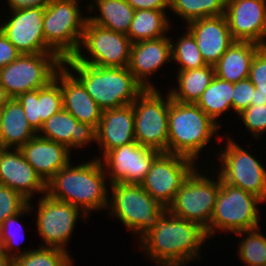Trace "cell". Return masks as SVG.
<instances>
[{
	"instance_id": "6da1fadb",
	"label": "cell",
	"mask_w": 266,
	"mask_h": 266,
	"mask_svg": "<svg viewBox=\"0 0 266 266\" xmlns=\"http://www.w3.org/2000/svg\"><path fill=\"white\" fill-rule=\"evenodd\" d=\"M207 239L205 229L199 224L167 211L140 240V247L158 266H185L200 257L201 246Z\"/></svg>"
},
{
	"instance_id": "7a4b0ae2",
	"label": "cell",
	"mask_w": 266,
	"mask_h": 266,
	"mask_svg": "<svg viewBox=\"0 0 266 266\" xmlns=\"http://www.w3.org/2000/svg\"><path fill=\"white\" fill-rule=\"evenodd\" d=\"M106 177L98 158L74 166L70 162L46 183V194L78 207L89 216L93 210L108 209Z\"/></svg>"
},
{
	"instance_id": "3957f363",
	"label": "cell",
	"mask_w": 266,
	"mask_h": 266,
	"mask_svg": "<svg viewBox=\"0 0 266 266\" xmlns=\"http://www.w3.org/2000/svg\"><path fill=\"white\" fill-rule=\"evenodd\" d=\"M102 110L133 104L145 89L128 67H98L78 61L74 56L63 60ZM70 67V68H69ZM73 69V70H72Z\"/></svg>"
},
{
	"instance_id": "277c9868",
	"label": "cell",
	"mask_w": 266,
	"mask_h": 266,
	"mask_svg": "<svg viewBox=\"0 0 266 266\" xmlns=\"http://www.w3.org/2000/svg\"><path fill=\"white\" fill-rule=\"evenodd\" d=\"M220 126L196 103L171 99L169 94L168 153L197 160Z\"/></svg>"
},
{
	"instance_id": "5b68a950",
	"label": "cell",
	"mask_w": 266,
	"mask_h": 266,
	"mask_svg": "<svg viewBox=\"0 0 266 266\" xmlns=\"http://www.w3.org/2000/svg\"><path fill=\"white\" fill-rule=\"evenodd\" d=\"M108 207L128 230L140 235V240L149 233L167 212V207L153 199L140 184L113 183Z\"/></svg>"
},
{
	"instance_id": "8992f818",
	"label": "cell",
	"mask_w": 266,
	"mask_h": 266,
	"mask_svg": "<svg viewBox=\"0 0 266 266\" xmlns=\"http://www.w3.org/2000/svg\"><path fill=\"white\" fill-rule=\"evenodd\" d=\"M78 3V0H50L45 7V42L62 60L77 53L88 19L82 16Z\"/></svg>"
},
{
	"instance_id": "52a82bcc",
	"label": "cell",
	"mask_w": 266,
	"mask_h": 266,
	"mask_svg": "<svg viewBox=\"0 0 266 266\" xmlns=\"http://www.w3.org/2000/svg\"><path fill=\"white\" fill-rule=\"evenodd\" d=\"M262 202L256 195L225 183L220 177V189L210 221V237L216 230L235 234L258 228V207Z\"/></svg>"
},
{
	"instance_id": "ba28073f",
	"label": "cell",
	"mask_w": 266,
	"mask_h": 266,
	"mask_svg": "<svg viewBox=\"0 0 266 266\" xmlns=\"http://www.w3.org/2000/svg\"><path fill=\"white\" fill-rule=\"evenodd\" d=\"M196 167L186 178L167 211L175 217L199 224L210 238V221L220 189L217 181L200 174Z\"/></svg>"
},
{
	"instance_id": "9c48e42d",
	"label": "cell",
	"mask_w": 266,
	"mask_h": 266,
	"mask_svg": "<svg viewBox=\"0 0 266 266\" xmlns=\"http://www.w3.org/2000/svg\"><path fill=\"white\" fill-rule=\"evenodd\" d=\"M63 60L56 53L21 54L0 68V84L12 98L38 90L54 79Z\"/></svg>"
},
{
	"instance_id": "30bf717a",
	"label": "cell",
	"mask_w": 266,
	"mask_h": 266,
	"mask_svg": "<svg viewBox=\"0 0 266 266\" xmlns=\"http://www.w3.org/2000/svg\"><path fill=\"white\" fill-rule=\"evenodd\" d=\"M135 140L142 146L168 153L169 92L145 88L133 102Z\"/></svg>"
},
{
	"instance_id": "8fae6325",
	"label": "cell",
	"mask_w": 266,
	"mask_h": 266,
	"mask_svg": "<svg viewBox=\"0 0 266 266\" xmlns=\"http://www.w3.org/2000/svg\"><path fill=\"white\" fill-rule=\"evenodd\" d=\"M131 45L126 34L100 27L87 19L79 49L74 57L92 66L128 67ZM81 47L87 50L90 57L84 55Z\"/></svg>"
},
{
	"instance_id": "7c38bea8",
	"label": "cell",
	"mask_w": 266,
	"mask_h": 266,
	"mask_svg": "<svg viewBox=\"0 0 266 266\" xmlns=\"http://www.w3.org/2000/svg\"><path fill=\"white\" fill-rule=\"evenodd\" d=\"M219 156L222 165L217 173L225 183L252 193L266 202V168L254 155L227 135L225 150Z\"/></svg>"
},
{
	"instance_id": "4fadbf2b",
	"label": "cell",
	"mask_w": 266,
	"mask_h": 266,
	"mask_svg": "<svg viewBox=\"0 0 266 266\" xmlns=\"http://www.w3.org/2000/svg\"><path fill=\"white\" fill-rule=\"evenodd\" d=\"M194 162L183 155L161 152L140 185L153 199L168 208L181 185L197 167Z\"/></svg>"
},
{
	"instance_id": "5bb4252c",
	"label": "cell",
	"mask_w": 266,
	"mask_h": 266,
	"mask_svg": "<svg viewBox=\"0 0 266 266\" xmlns=\"http://www.w3.org/2000/svg\"><path fill=\"white\" fill-rule=\"evenodd\" d=\"M36 208H38L37 231L47 245L43 244L41 247L58 248L67 252L65 246L71 238L78 217L81 215L86 219L88 216L78 207L49 197L47 194L39 198Z\"/></svg>"
},
{
	"instance_id": "9a60e30c",
	"label": "cell",
	"mask_w": 266,
	"mask_h": 266,
	"mask_svg": "<svg viewBox=\"0 0 266 266\" xmlns=\"http://www.w3.org/2000/svg\"><path fill=\"white\" fill-rule=\"evenodd\" d=\"M160 153L134 141L108 151L102 158H97L101 159L110 184H141Z\"/></svg>"
},
{
	"instance_id": "2e32d148",
	"label": "cell",
	"mask_w": 266,
	"mask_h": 266,
	"mask_svg": "<svg viewBox=\"0 0 266 266\" xmlns=\"http://www.w3.org/2000/svg\"><path fill=\"white\" fill-rule=\"evenodd\" d=\"M44 11L40 7L13 10L10 19L0 25V30L21 54L55 53L45 42Z\"/></svg>"
},
{
	"instance_id": "e0dca14e",
	"label": "cell",
	"mask_w": 266,
	"mask_h": 266,
	"mask_svg": "<svg viewBox=\"0 0 266 266\" xmlns=\"http://www.w3.org/2000/svg\"><path fill=\"white\" fill-rule=\"evenodd\" d=\"M224 15L235 41L266 46V0H226Z\"/></svg>"
},
{
	"instance_id": "ac0fdd59",
	"label": "cell",
	"mask_w": 266,
	"mask_h": 266,
	"mask_svg": "<svg viewBox=\"0 0 266 266\" xmlns=\"http://www.w3.org/2000/svg\"><path fill=\"white\" fill-rule=\"evenodd\" d=\"M0 149V184L20 193L29 202L34 193L46 194V183L26 161L20 149Z\"/></svg>"
},
{
	"instance_id": "d6986e66",
	"label": "cell",
	"mask_w": 266,
	"mask_h": 266,
	"mask_svg": "<svg viewBox=\"0 0 266 266\" xmlns=\"http://www.w3.org/2000/svg\"><path fill=\"white\" fill-rule=\"evenodd\" d=\"M206 64L215 65L235 41L225 15L205 17L187 24Z\"/></svg>"
},
{
	"instance_id": "ffe728a7",
	"label": "cell",
	"mask_w": 266,
	"mask_h": 266,
	"mask_svg": "<svg viewBox=\"0 0 266 266\" xmlns=\"http://www.w3.org/2000/svg\"><path fill=\"white\" fill-rule=\"evenodd\" d=\"M171 40L164 36L131 45L128 69L144 88H155L147 78H150L167 61L172 60Z\"/></svg>"
},
{
	"instance_id": "44dd1931",
	"label": "cell",
	"mask_w": 266,
	"mask_h": 266,
	"mask_svg": "<svg viewBox=\"0 0 266 266\" xmlns=\"http://www.w3.org/2000/svg\"><path fill=\"white\" fill-rule=\"evenodd\" d=\"M38 135L64 145L70 151L96 142V128L78 120L65 109L52 115L43 123Z\"/></svg>"
},
{
	"instance_id": "7402d4cb",
	"label": "cell",
	"mask_w": 266,
	"mask_h": 266,
	"mask_svg": "<svg viewBox=\"0 0 266 266\" xmlns=\"http://www.w3.org/2000/svg\"><path fill=\"white\" fill-rule=\"evenodd\" d=\"M20 150L26 161L45 183L71 162V151L67 147L42 138L38 134L24 144Z\"/></svg>"
},
{
	"instance_id": "603a6c76",
	"label": "cell",
	"mask_w": 266,
	"mask_h": 266,
	"mask_svg": "<svg viewBox=\"0 0 266 266\" xmlns=\"http://www.w3.org/2000/svg\"><path fill=\"white\" fill-rule=\"evenodd\" d=\"M135 140L134 108L132 104L103 110L96 128V143L103 150V156L110 150Z\"/></svg>"
},
{
	"instance_id": "cb8c5ba5",
	"label": "cell",
	"mask_w": 266,
	"mask_h": 266,
	"mask_svg": "<svg viewBox=\"0 0 266 266\" xmlns=\"http://www.w3.org/2000/svg\"><path fill=\"white\" fill-rule=\"evenodd\" d=\"M60 86L63 109L72 114L78 122L97 128L103 110L88 94L83 84L64 65L60 67Z\"/></svg>"
},
{
	"instance_id": "d4e9b609",
	"label": "cell",
	"mask_w": 266,
	"mask_h": 266,
	"mask_svg": "<svg viewBox=\"0 0 266 266\" xmlns=\"http://www.w3.org/2000/svg\"><path fill=\"white\" fill-rule=\"evenodd\" d=\"M261 47L254 42L234 41L213 65L215 76L233 84L249 78L252 59Z\"/></svg>"
},
{
	"instance_id": "484cf974",
	"label": "cell",
	"mask_w": 266,
	"mask_h": 266,
	"mask_svg": "<svg viewBox=\"0 0 266 266\" xmlns=\"http://www.w3.org/2000/svg\"><path fill=\"white\" fill-rule=\"evenodd\" d=\"M0 123L3 148L20 149L37 135L16 98H11L0 109Z\"/></svg>"
},
{
	"instance_id": "4316f807",
	"label": "cell",
	"mask_w": 266,
	"mask_h": 266,
	"mask_svg": "<svg viewBox=\"0 0 266 266\" xmlns=\"http://www.w3.org/2000/svg\"><path fill=\"white\" fill-rule=\"evenodd\" d=\"M94 2L89 3L87 8L91 12L97 8L100 14L87 16L91 23L115 32L128 33L135 10L126 0H96Z\"/></svg>"
},
{
	"instance_id": "83f0119b",
	"label": "cell",
	"mask_w": 266,
	"mask_h": 266,
	"mask_svg": "<svg viewBox=\"0 0 266 266\" xmlns=\"http://www.w3.org/2000/svg\"><path fill=\"white\" fill-rule=\"evenodd\" d=\"M178 89L169 91L172 100L183 103H196L203 91L210 85L215 77L213 65L207 64L204 67L178 71Z\"/></svg>"
},
{
	"instance_id": "f1b7e54d",
	"label": "cell",
	"mask_w": 266,
	"mask_h": 266,
	"mask_svg": "<svg viewBox=\"0 0 266 266\" xmlns=\"http://www.w3.org/2000/svg\"><path fill=\"white\" fill-rule=\"evenodd\" d=\"M166 11L137 10L134 13L128 33L131 43L158 39L166 36L171 26Z\"/></svg>"
},
{
	"instance_id": "f546056e",
	"label": "cell",
	"mask_w": 266,
	"mask_h": 266,
	"mask_svg": "<svg viewBox=\"0 0 266 266\" xmlns=\"http://www.w3.org/2000/svg\"><path fill=\"white\" fill-rule=\"evenodd\" d=\"M234 84L214 77L210 85L203 91L196 104L220 127L217 119L232 109Z\"/></svg>"
},
{
	"instance_id": "4dcf8cb0",
	"label": "cell",
	"mask_w": 266,
	"mask_h": 266,
	"mask_svg": "<svg viewBox=\"0 0 266 266\" xmlns=\"http://www.w3.org/2000/svg\"><path fill=\"white\" fill-rule=\"evenodd\" d=\"M170 9L187 23L225 14L226 0H170Z\"/></svg>"
},
{
	"instance_id": "1f68e13d",
	"label": "cell",
	"mask_w": 266,
	"mask_h": 266,
	"mask_svg": "<svg viewBox=\"0 0 266 266\" xmlns=\"http://www.w3.org/2000/svg\"><path fill=\"white\" fill-rule=\"evenodd\" d=\"M38 248L22 251L17 247V257L13 259V266H73V259L66 251L41 246Z\"/></svg>"
},
{
	"instance_id": "d6a6232c",
	"label": "cell",
	"mask_w": 266,
	"mask_h": 266,
	"mask_svg": "<svg viewBox=\"0 0 266 266\" xmlns=\"http://www.w3.org/2000/svg\"><path fill=\"white\" fill-rule=\"evenodd\" d=\"M259 228L235 233L244 237L238 244V255L248 266H266V236Z\"/></svg>"
},
{
	"instance_id": "836d02e7",
	"label": "cell",
	"mask_w": 266,
	"mask_h": 266,
	"mask_svg": "<svg viewBox=\"0 0 266 266\" xmlns=\"http://www.w3.org/2000/svg\"><path fill=\"white\" fill-rule=\"evenodd\" d=\"M171 53L172 61L180 65L178 71L197 69L207 65L189 31H185L176 43L171 41Z\"/></svg>"
},
{
	"instance_id": "e575fe53",
	"label": "cell",
	"mask_w": 266,
	"mask_h": 266,
	"mask_svg": "<svg viewBox=\"0 0 266 266\" xmlns=\"http://www.w3.org/2000/svg\"><path fill=\"white\" fill-rule=\"evenodd\" d=\"M38 103L40 109V130L43 123L63 108L60 86V68L55 77L46 86L38 89Z\"/></svg>"
},
{
	"instance_id": "d590c367",
	"label": "cell",
	"mask_w": 266,
	"mask_h": 266,
	"mask_svg": "<svg viewBox=\"0 0 266 266\" xmlns=\"http://www.w3.org/2000/svg\"><path fill=\"white\" fill-rule=\"evenodd\" d=\"M31 202L28 203V205L19 213L8 217L6 220H4L2 222V224L0 225V249L9 257L11 258H15L17 257V251H13L17 246H19L17 243V239L18 238V233H21V231L23 233L21 234H25L23 231V227L22 224L19 222V217H21V215L26 214L27 212H31L33 209V207L31 206ZM15 224L20 227L19 229H21L20 231H15L14 228L16 227ZM14 227V228H13ZM13 228V230H11ZM17 229V227H16ZM14 231V232H13ZM22 235V236H23ZM24 237V236H23ZM22 237V238H23ZM20 238V237H19ZM21 239V238H20ZM20 241V240H19ZM21 241H23L21 239ZM14 248V249H13Z\"/></svg>"
},
{
	"instance_id": "8d00e7d4",
	"label": "cell",
	"mask_w": 266,
	"mask_h": 266,
	"mask_svg": "<svg viewBox=\"0 0 266 266\" xmlns=\"http://www.w3.org/2000/svg\"><path fill=\"white\" fill-rule=\"evenodd\" d=\"M28 203L20 193L0 184V225L8 217L22 211Z\"/></svg>"
},
{
	"instance_id": "74e56055",
	"label": "cell",
	"mask_w": 266,
	"mask_h": 266,
	"mask_svg": "<svg viewBox=\"0 0 266 266\" xmlns=\"http://www.w3.org/2000/svg\"><path fill=\"white\" fill-rule=\"evenodd\" d=\"M238 116L255 139L266 131V104H251Z\"/></svg>"
},
{
	"instance_id": "f35d334b",
	"label": "cell",
	"mask_w": 266,
	"mask_h": 266,
	"mask_svg": "<svg viewBox=\"0 0 266 266\" xmlns=\"http://www.w3.org/2000/svg\"><path fill=\"white\" fill-rule=\"evenodd\" d=\"M249 79L259 93L266 96V46H262L253 57Z\"/></svg>"
},
{
	"instance_id": "ab89813d",
	"label": "cell",
	"mask_w": 266,
	"mask_h": 266,
	"mask_svg": "<svg viewBox=\"0 0 266 266\" xmlns=\"http://www.w3.org/2000/svg\"><path fill=\"white\" fill-rule=\"evenodd\" d=\"M22 106L29 125L38 134L40 131V109L38 103V90L26 92L16 97Z\"/></svg>"
},
{
	"instance_id": "60d3db41",
	"label": "cell",
	"mask_w": 266,
	"mask_h": 266,
	"mask_svg": "<svg viewBox=\"0 0 266 266\" xmlns=\"http://www.w3.org/2000/svg\"><path fill=\"white\" fill-rule=\"evenodd\" d=\"M255 86L249 78L238 81L234 84L232 97V109L239 115L243 110L251 105V99L254 96Z\"/></svg>"
},
{
	"instance_id": "b9f144b4",
	"label": "cell",
	"mask_w": 266,
	"mask_h": 266,
	"mask_svg": "<svg viewBox=\"0 0 266 266\" xmlns=\"http://www.w3.org/2000/svg\"><path fill=\"white\" fill-rule=\"evenodd\" d=\"M21 53L0 30V68L16 60Z\"/></svg>"
},
{
	"instance_id": "7bdbcfd3",
	"label": "cell",
	"mask_w": 266,
	"mask_h": 266,
	"mask_svg": "<svg viewBox=\"0 0 266 266\" xmlns=\"http://www.w3.org/2000/svg\"><path fill=\"white\" fill-rule=\"evenodd\" d=\"M131 7L137 10L166 11L170 9V0H126Z\"/></svg>"
},
{
	"instance_id": "ee69618b",
	"label": "cell",
	"mask_w": 266,
	"mask_h": 266,
	"mask_svg": "<svg viewBox=\"0 0 266 266\" xmlns=\"http://www.w3.org/2000/svg\"><path fill=\"white\" fill-rule=\"evenodd\" d=\"M7 2L13 11L36 7L45 8L50 0H7Z\"/></svg>"
},
{
	"instance_id": "f6af8a7d",
	"label": "cell",
	"mask_w": 266,
	"mask_h": 266,
	"mask_svg": "<svg viewBox=\"0 0 266 266\" xmlns=\"http://www.w3.org/2000/svg\"><path fill=\"white\" fill-rule=\"evenodd\" d=\"M251 104H266V96L259 93V90L255 88L254 96L251 99Z\"/></svg>"
},
{
	"instance_id": "bcb514c9",
	"label": "cell",
	"mask_w": 266,
	"mask_h": 266,
	"mask_svg": "<svg viewBox=\"0 0 266 266\" xmlns=\"http://www.w3.org/2000/svg\"><path fill=\"white\" fill-rule=\"evenodd\" d=\"M5 88L0 84V109L11 99Z\"/></svg>"
},
{
	"instance_id": "7dc6e473",
	"label": "cell",
	"mask_w": 266,
	"mask_h": 266,
	"mask_svg": "<svg viewBox=\"0 0 266 266\" xmlns=\"http://www.w3.org/2000/svg\"><path fill=\"white\" fill-rule=\"evenodd\" d=\"M0 266H13V258L7 256L1 249H0Z\"/></svg>"
},
{
	"instance_id": "c3c4849f",
	"label": "cell",
	"mask_w": 266,
	"mask_h": 266,
	"mask_svg": "<svg viewBox=\"0 0 266 266\" xmlns=\"http://www.w3.org/2000/svg\"><path fill=\"white\" fill-rule=\"evenodd\" d=\"M3 148V141H2V130H1V123H0V149Z\"/></svg>"
}]
</instances>
